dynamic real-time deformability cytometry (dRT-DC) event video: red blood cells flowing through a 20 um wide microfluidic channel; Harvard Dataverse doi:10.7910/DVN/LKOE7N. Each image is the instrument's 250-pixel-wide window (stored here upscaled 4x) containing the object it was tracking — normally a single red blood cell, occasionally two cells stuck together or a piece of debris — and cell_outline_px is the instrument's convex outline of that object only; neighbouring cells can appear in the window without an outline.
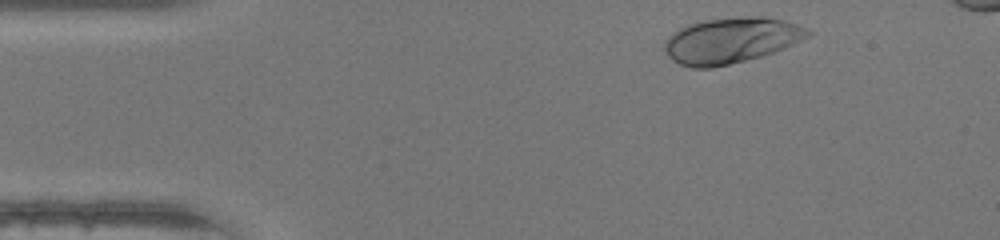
{"species": "human", "species_latin": "Homo sapiens", "temperature_condition": "warm", "stored_images_in_passage": 33, "camera_frame_rate_fps": 3000, "um_per_image_px": 0.085, "donor": {"sex": "female"}, "frame": {"image": 1, "passage_image": 2, "time_ms": 0.333, "image_size_px": [1000, 240], "cell_outline_px": [[812, 32], [808, 36], [784, 48], [760, 56], [712, 68], [692, 68], [680, 64], [672, 60], [668, 56], [664, 48], [664, 40], [672, 32], [688, 24], [704, 20], [744, 16], [764, 16], [784, 20], [808, 28]], "centroid_in_image_um": [62.1, 3.42], "position_along_channel_um": 22.9, "area_um2": 38.09}}
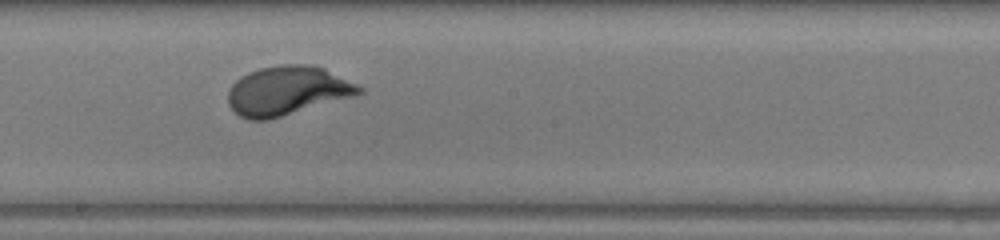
{"frame": {"image": 2, "passage_image": 21, "time_ms": 6.667, "image_size_px": [1000, 240], "cell_outline_px": [[364, 92], [356, 96], [268, 120], [248, 120], [240, 116], [228, 104], [228, 92], [232, 84], [240, 76], [248, 72], [260, 68], [280, 64], [308, 64], [324, 68], [364, 88]], "centroid_in_image_um": [24.42, 7.71], "position_along_channel_um": 223.8, "area_um2": 37.63}}
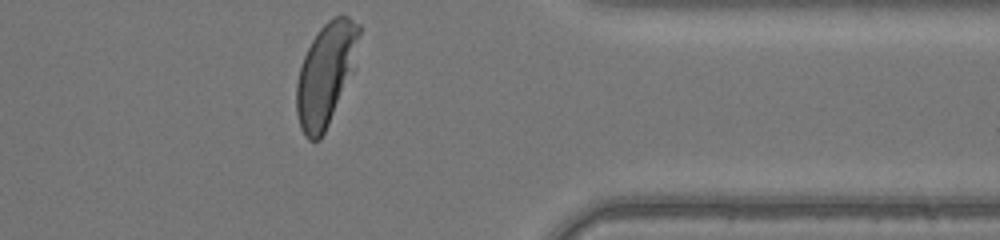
{"frame": {"image": 3, "passage_image": 33, "time_ms": 10.667, "image_size_px": [1000, 240], "cell_outline_px": [[360, 32], [348, 68], [328, 124], [320, 140], [308, 140], [304, 136], [300, 128], [296, 112], [296, 84], [300, 68], [304, 56], [312, 40], [320, 28], [328, 20], [336, 16], [348, 16], [360, 24]], "centroid_in_image_um": [27.57, 6.3], "position_along_channel_um": 383.8, "area_um2": 34.97}, "authors_computed_cell_mechanics": {"area_um2": 36.8764, "velocity_mm_per_s": 4.3898, "shape_relaxation_time_tau1_ms": 2.1034, "shape_relaxation_time_tau2_ms": null, "deformation_change_tau1": 0.1661, "deformation_change_tau2": null}}